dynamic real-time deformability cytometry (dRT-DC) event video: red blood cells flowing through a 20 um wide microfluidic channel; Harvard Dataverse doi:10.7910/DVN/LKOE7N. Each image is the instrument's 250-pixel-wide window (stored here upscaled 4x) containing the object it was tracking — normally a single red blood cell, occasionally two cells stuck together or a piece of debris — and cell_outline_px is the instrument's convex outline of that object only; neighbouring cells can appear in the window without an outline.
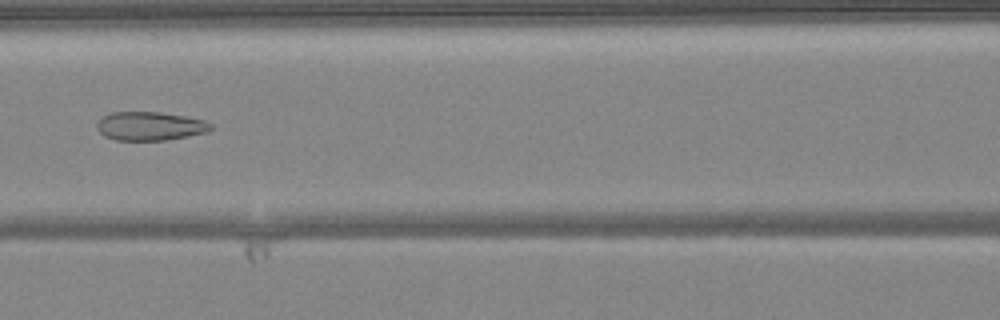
{"species": "common noctule bat (a hibernating species)", "species_latin": "Nyctalus noctula", "temperature_condition": "warm", "stored_images_in_passage": 49, "camera_frame_rate_fps": 3000, "um_per_image_px": 0.085, "animal": {"sex": "female", "body_mass_g": 24.6, "forearm_length_mm": 56.2}, "frame": {"image": 1, "passage_image": 22, "time_ms": 7.0, "image_size_px": [1000, 320], "cell_outline_px": [[212, 128], [208, 132], [188, 136], [164, 140], [116, 140], [104, 136], [96, 128], [96, 124], [104, 116], [112, 112], [160, 112], [184, 116], [204, 120], [212, 124]], "centroid_in_image_um": [12.75, 10.72], "position_along_channel_um": 153.8, "area_um2": 18.96}}
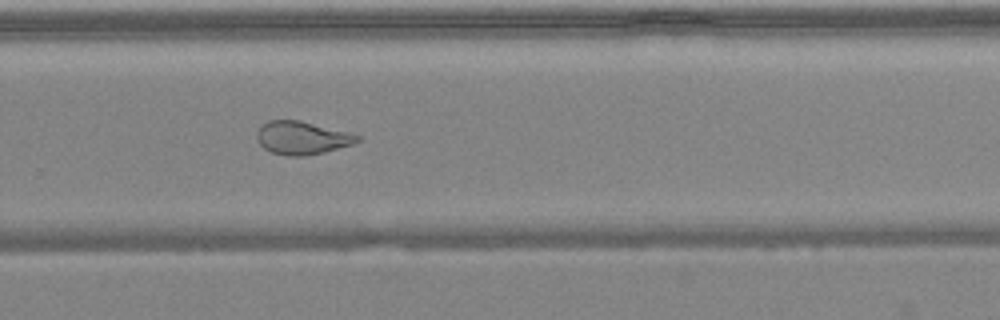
{"frame": {"image": 2, "passage_image": 33, "time_ms": 10.667, "image_size_px": [1000, 320], "cell_outline_px": [[360, 140], [356, 144], [324, 152], [304, 156], [288, 156], [272, 152], [264, 148], [256, 140], [256, 132], [268, 120], [300, 120], [348, 132], [360, 136]], "centroid_in_image_um": [25.68, 11.72], "position_along_channel_um": 304.1, "area_um2": 19.42}}
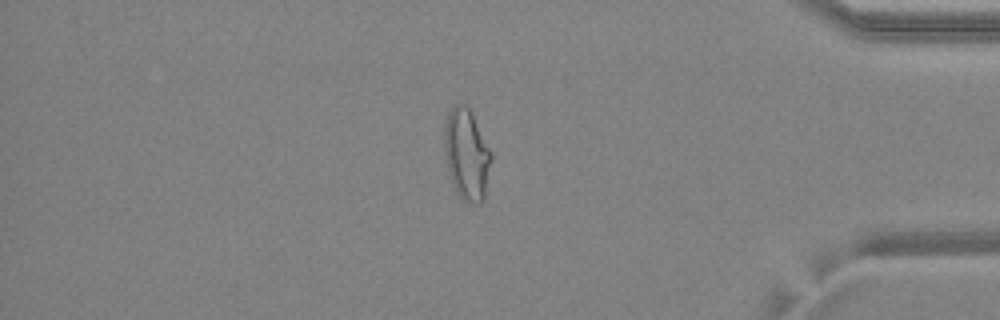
{"frame": {"image": 3, "passage_image": 42, "time_ms": 13.667, "image_size_px": [1000, 320], "cell_outline_px": [[492, 156], [484, 200], [480, 204], [472, 204], [464, 200], [456, 192], [448, 168], [444, 144], [444, 124], [448, 112], [452, 104], [464, 104], [472, 112], [492, 152]], "centroid_in_image_um": [39.68, 13.1], "position_along_channel_um": 395.5, "area_um2": 24.97}, "authors_computed_cell_mechanics": {"area_um2": 23.8714, "velocity_mm_per_s": 4.1266, "shape_relaxation_time_tau1_ms": null, "shape_relaxation_time_tau2_ms": 1.3386, "deformation_change_tau1": null, "deformation_change_tau2": 0.0785}}